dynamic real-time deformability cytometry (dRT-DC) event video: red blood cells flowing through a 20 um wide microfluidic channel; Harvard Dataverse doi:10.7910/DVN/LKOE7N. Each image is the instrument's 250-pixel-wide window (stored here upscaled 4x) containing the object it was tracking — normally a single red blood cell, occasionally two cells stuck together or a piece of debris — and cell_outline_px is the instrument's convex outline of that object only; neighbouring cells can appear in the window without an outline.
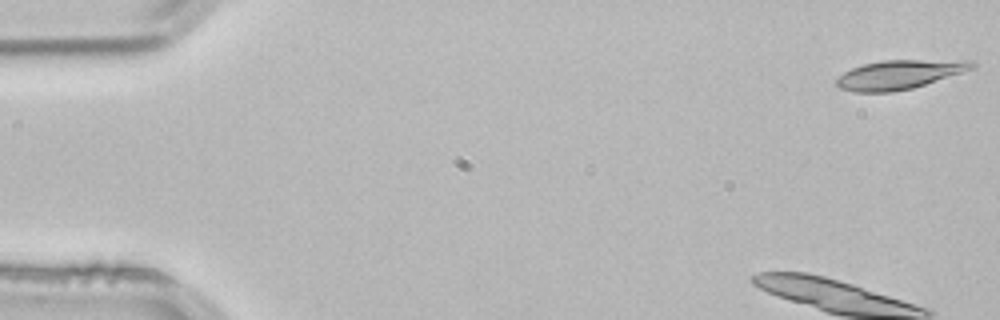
{"species": "common noctule bat (a hibernating species)", "species_latin": "Nyctalus noctula", "temperature_condition": "room temperature", "stored_images_in_passage": 14, "camera_frame_rate_fps": 3000, "um_per_image_px": 0.085, "animal": {"sex": "male", "body_mass_g": 21.5, "forearm_length_mm": 52.0}, "frame": {"image": 1, "passage_image": 1, "time_ms": 0.0, "image_size_px": [1000, 320], "cell_outline_px": [[976, 64], [972, 68], [912, 88], [892, 92], [852, 92], [840, 88], [836, 84], [836, 80], [844, 72], [852, 68], [864, 64], [884, 60], [972, 60]], "centroid_in_image_um": [76.39, 6.33], "position_along_channel_um": 8.6, "area_um2": 22.54}}